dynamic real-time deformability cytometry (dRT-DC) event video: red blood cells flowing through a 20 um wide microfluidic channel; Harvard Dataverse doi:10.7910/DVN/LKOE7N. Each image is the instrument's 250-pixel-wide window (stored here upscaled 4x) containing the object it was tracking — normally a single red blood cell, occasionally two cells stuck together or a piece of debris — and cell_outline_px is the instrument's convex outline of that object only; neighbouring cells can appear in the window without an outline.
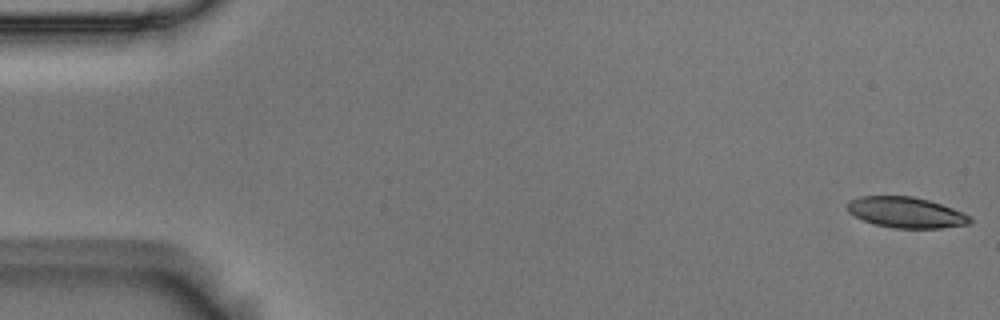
{"species": "Egyptian fruit bat (a non-hibernating species)", "species_latin": "Rousettus aegyptiacus", "temperature_condition": "room temperature", "stored_images_in_passage": 4, "camera_frame_rate_fps": 3000, "um_per_image_px": 0.085, "animal": {"sex": "male"}, "frame": {"image": 1, "passage_image": 1, "time_ms": 0.0, "image_size_px": [1000, 320], "cell_outline_px": [[972, 220], [968, 224], [940, 228], [896, 228], [876, 224], [864, 220], [848, 212], [848, 200], [860, 196], [912, 196], [928, 200], [964, 212], [972, 216]], "centroid_in_image_um": [77.03, 18.05], "position_along_channel_um": 8.0, "area_um2": 21.85}}
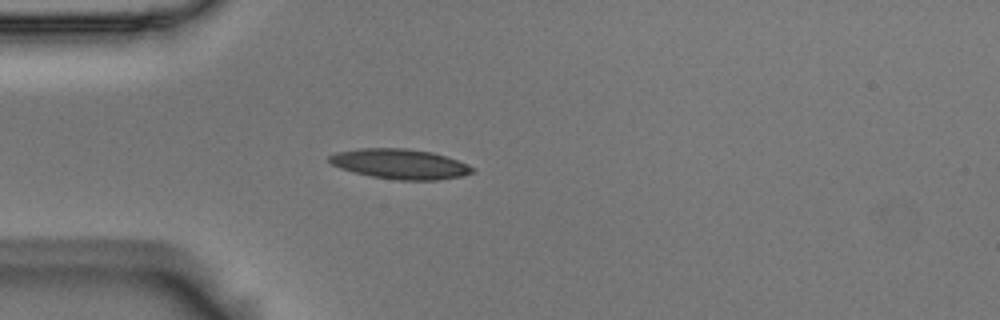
{"frame": {"image": 2, "passage_image": 4, "time_ms": 1.0, "image_size_px": [1000, 320], "cell_outline_px": [[476, 172], [464, 176], [436, 180], [400, 180], [372, 176], [352, 172], [340, 168], [332, 164], [328, 160], [328, 156], [336, 152], [360, 148], [404, 148], [432, 152], [468, 164], [476, 168]], "centroid_in_image_um": [34.02, 13.94], "position_along_channel_um": 51.0, "area_um2": 25.09}}